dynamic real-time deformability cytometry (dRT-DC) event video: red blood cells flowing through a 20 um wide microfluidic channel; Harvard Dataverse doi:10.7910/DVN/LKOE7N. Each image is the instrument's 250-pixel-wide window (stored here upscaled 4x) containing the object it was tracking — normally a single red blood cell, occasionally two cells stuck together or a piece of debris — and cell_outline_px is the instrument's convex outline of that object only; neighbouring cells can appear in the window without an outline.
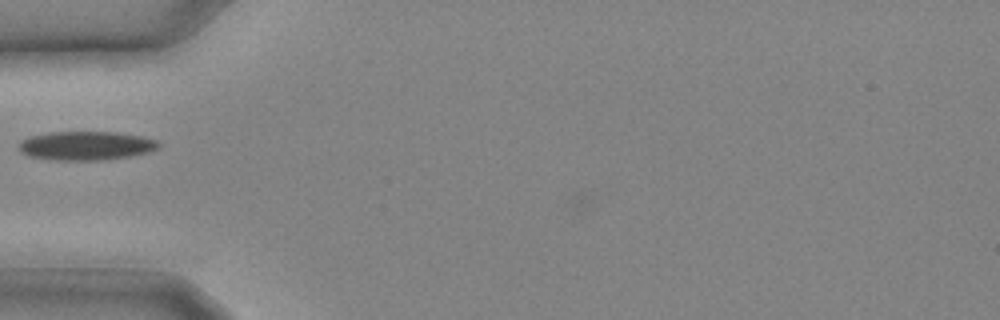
{"species": "common noctule bat (a hibernating species)", "species_latin": "Nyctalus noctula", "temperature_condition": "cold", "stored_images_in_passage": 15, "camera_frame_rate_fps": 3000, "um_per_image_px": 0.085, "animal": {"sex": "male", "body_mass_g": 20.4}, "frame": {"image": 1, "passage_image": 9, "time_ms": 2.667, "image_size_px": [1000, 320], "cell_outline_px": [[160, 148], [152, 152], [108, 160], [48, 160], [28, 156], [20, 152], [20, 140], [32, 136], [52, 132], [116, 132], [140, 136], [156, 140], [160, 144]], "centroid_in_image_um": [7.34, 12.4], "position_along_channel_um": 77.7, "area_um2": 23.7}}
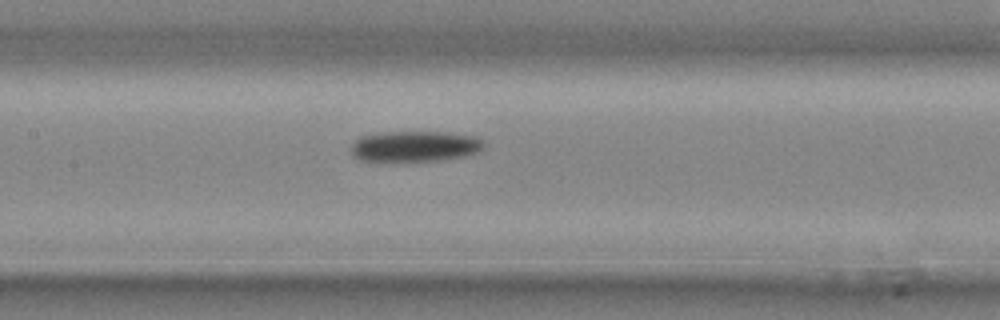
{"frame": {"image": 2, "passage_image": 13, "time_ms": 4.0, "image_size_px": [1000, 320], "cell_outline_px": [[484, 148], [476, 152], [464, 156], [444, 160], [404, 164], [360, 160], [352, 156], [352, 144], [360, 136], [380, 132], [444, 132], [476, 136], [484, 140]], "centroid_in_image_um": [35.24, 12.48], "position_along_channel_um": 172.2, "area_um2": 24.85}}
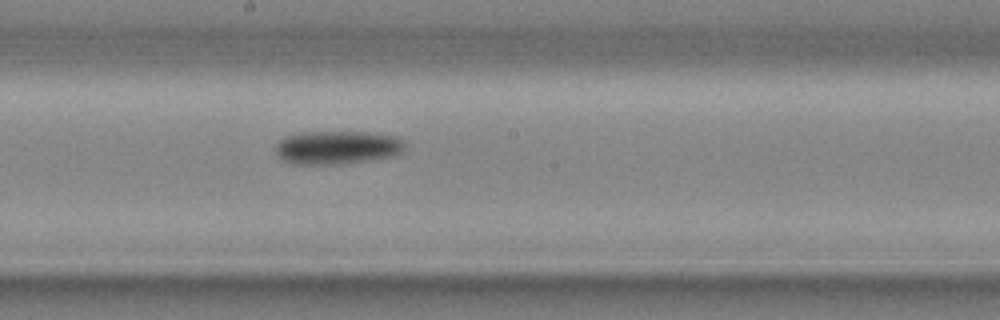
{"frame": {"image": 3, "passage_image": 15, "time_ms": 4.667, "image_size_px": [1000, 320], "cell_outline_px": [[404, 148], [396, 156], [372, 160], [344, 164], [292, 164], [284, 160], [276, 152], [276, 144], [284, 136], [304, 132], [368, 132], [396, 136], [404, 140]], "centroid_in_image_um": [28.69, 12.54], "position_along_channel_um": 219.5, "area_um2": 25.37}}